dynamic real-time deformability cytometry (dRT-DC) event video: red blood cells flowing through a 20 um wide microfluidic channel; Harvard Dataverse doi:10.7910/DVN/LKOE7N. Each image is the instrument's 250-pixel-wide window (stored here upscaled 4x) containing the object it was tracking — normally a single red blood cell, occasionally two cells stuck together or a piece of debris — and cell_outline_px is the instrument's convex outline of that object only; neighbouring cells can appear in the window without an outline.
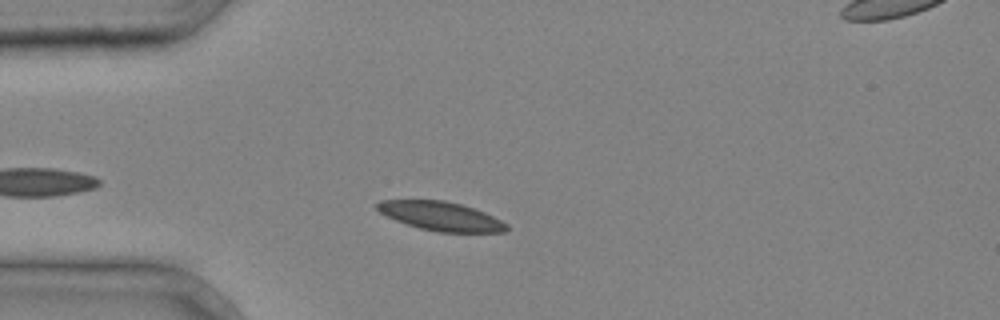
{"species": "common noctule bat (a hibernating species)", "species_latin": "Nyctalus noctula", "temperature_condition": "cold", "stored_images_in_passage": 36, "camera_frame_rate_fps": 3000, "um_per_image_px": 0.085, "animal": {"sex": "male", "body_mass_g": 20.4}, "frame": {"image": 1, "passage_image": 5, "time_ms": 1.333, "image_size_px": [1000, 320], "cell_outline_px": [[508, 228], [504, 232], [436, 232], [420, 228], [396, 220], [380, 212], [376, 208], [376, 204], [380, 200], [444, 200], [460, 204], [484, 212], [508, 224]], "centroid_in_image_um": [37.47, 18.37], "position_along_channel_um": 47.5, "area_um2": 21.56}}
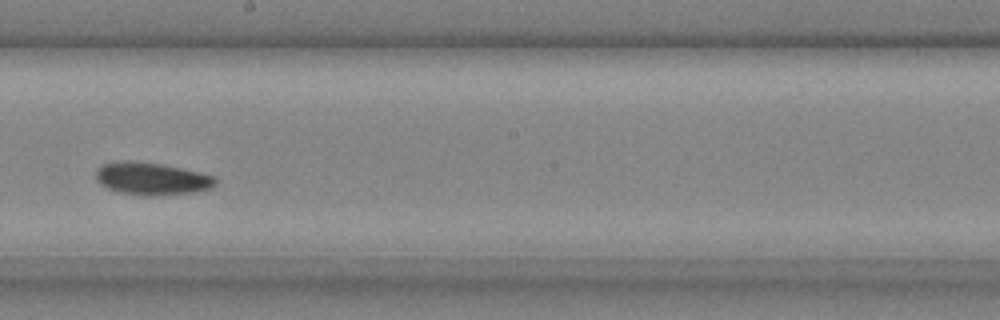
{"frame": {"image": 2, "passage_image": 18, "time_ms": 5.667, "image_size_px": [1000, 320], "cell_outline_px": [[216, 184], [212, 188], [196, 192], [156, 196], [140, 196], [120, 192], [108, 188], [100, 184], [96, 180], [96, 172], [100, 164], [128, 160], [160, 164], [200, 172], [216, 176]], "centroid_in_image_um": [12.91, 15.2], "position_along_channel_um": 235.3, "area_um2": 22.83}}
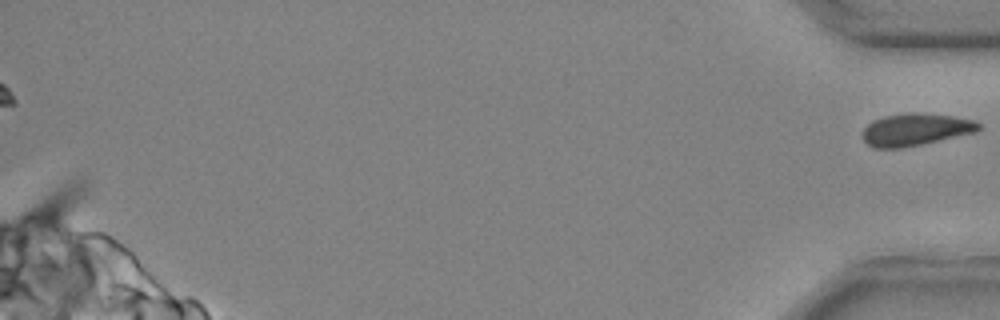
{"frame": {"image": 3, "passage_image": 36, "time_ms": 11.667, "image_size_px": [1000, 320], "cell_outline_px": [[980, 128], [976, 132], [920, 144], [900, 148], [876, 148], [868, 144], [864, 140], [864, 128], [872, 120], [884, 116], [908, 112], [916, 112], [952, 116], [976, 120], [980, 124]], "centroid_in_image_um": [77.83, 10.99], "position_along_channel_um": 357.4, "area_um2": 21.62}}